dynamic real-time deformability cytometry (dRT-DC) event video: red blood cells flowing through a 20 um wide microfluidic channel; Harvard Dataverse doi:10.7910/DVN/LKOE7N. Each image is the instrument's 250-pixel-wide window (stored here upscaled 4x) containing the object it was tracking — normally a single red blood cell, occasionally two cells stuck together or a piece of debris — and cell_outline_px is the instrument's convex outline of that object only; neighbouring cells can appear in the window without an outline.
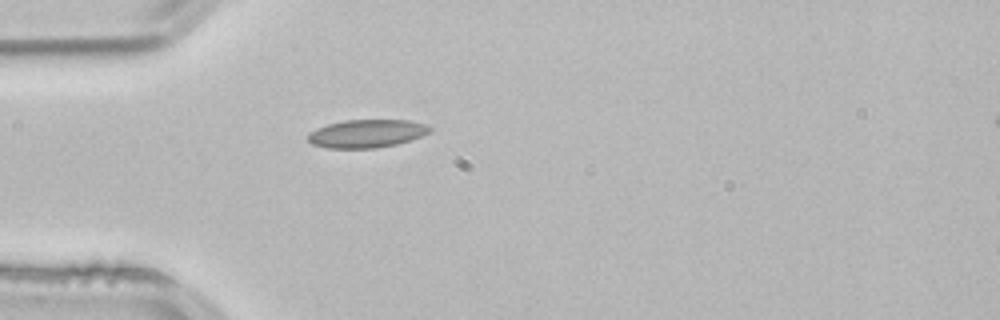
{"species": "common noctule bat (a hibernating species)", "species_latin": "Nyctalus noctula", "temperature_condition": "room temperature", "stored_images_in_passage": 1, "camera_frame_rate_fps": 3000, "um_per_image_px": 0.085, "animal": {"sex": "male", "body_mass_g": 21.5, "forearm_length_mm": 52.0}, "frame": {"image": 1, "passage_image": 1, "time_ms": 0.0, "image_size_px": [1000, 320], "cell_outline_px": [[432, 132], [396, 144], [376, 148], [328, 148], [312, 144], [308, 140], [308, 132], [316, 128], [328, 124], [344, 120], [408, 120], [424, 124], [432, 128]], "centroid_in_image_um": [31.15, 11.35], "position_along_channel_um": 53.9, "area_um2": 19.88}}